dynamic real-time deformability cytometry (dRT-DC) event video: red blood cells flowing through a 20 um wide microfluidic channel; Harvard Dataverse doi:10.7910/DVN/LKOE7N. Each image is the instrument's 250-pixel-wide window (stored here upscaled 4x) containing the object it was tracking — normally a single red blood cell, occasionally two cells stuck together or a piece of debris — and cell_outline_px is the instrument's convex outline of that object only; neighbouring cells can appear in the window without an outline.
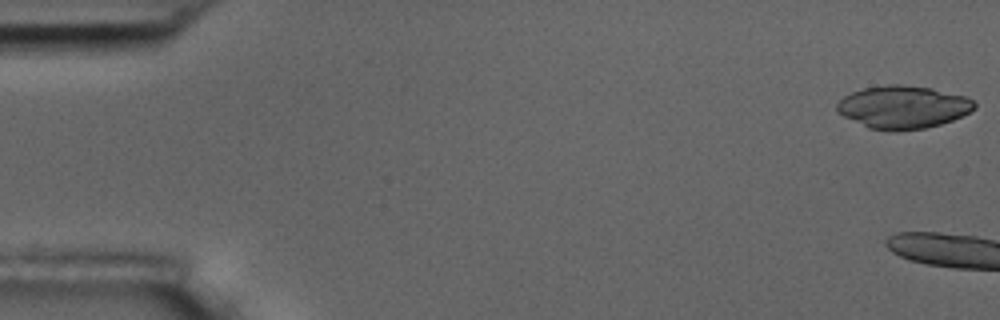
{"species": "common noctule bat (a hibernating species)", "species_latin": "Nyctalus noctula", "temperature_condition": "room temperature", "stored_images_in_passage": 5, "camera_frame_rate_fps": 3000, "um_per_image_px": 0.085, "animal": {"sex": "male", "body_mass_g": 17.5, "forearm_length_mm": 52.3}, "frame": {"image": 1, "passage_image": 1, "time_ms": 0.0, "image_size_px": [1000, 320], "cell_outline_px": [[976, 108], [952, 120], [940, 124], [924, 128], [896, 132], [888, 132], [868, 128], [836, 112], [836, 104], [844, 96], [852, 92], [864, 88], [888, 84], [900, 84], [932, 88], [964, 96], [972, 100], [976, 104]], "centroid_in_image_um": [76.72, 9.11], "position_along_channel_um": 8.3, "area_um2": 34.39}}